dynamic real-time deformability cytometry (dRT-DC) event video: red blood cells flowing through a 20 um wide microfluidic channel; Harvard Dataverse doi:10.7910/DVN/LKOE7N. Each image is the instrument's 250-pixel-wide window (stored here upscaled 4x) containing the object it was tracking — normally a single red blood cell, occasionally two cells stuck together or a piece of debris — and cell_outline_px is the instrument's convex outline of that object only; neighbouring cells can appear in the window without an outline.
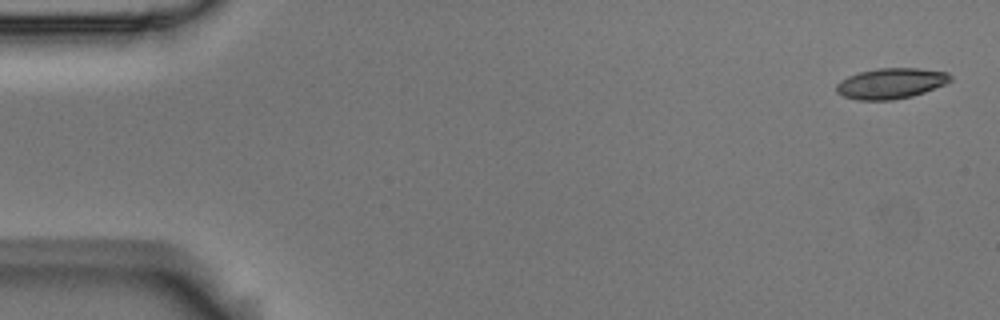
{"species": "Egyptian fruit bat (a non-hibernating species)", "species_latin": "Rousettus aegyptiacus", "temperature_condition": "room temperature", "stored_images_in_passage": 55, "camera_frame_rate_fps": 3000, "um_per_image_px": 0.085, "animal": {"sex": "male"}, "frame": {"image": 1, "passage_image": 1, "time_ms": 0.0, "image_size_px": [1000, 320], "cell_outline_px": [[952, 80], [944, 84], [924, 92], [912, 96], [892, 100], [856, 100], [844, 96], [836, 92], [836, 84], [840, 80], [848, 76], [860, 72], [880, 68], [916, 68], [948, 72], [952, 76]], "centroid_in_image_um": [75.71, 7.09], "position_along_channel_um": 9.3, "area_um2": 20.29}}
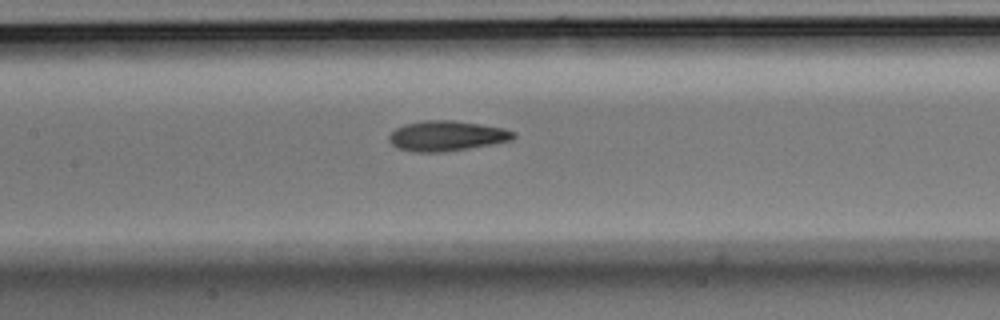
{"frame": {"image": 2, "passage_image": 25, "time_ms": 8.0, "image_size_px": [1000, 320], "cell_outline_px": [[516, 136], [512, 140], [492, 144], [444, 152], [416, 152], [396, 148], [388, 140], [388, 136], [396, 128], [404, 124], [424, 120], [452, 120], [480, 124], [504, 128], [516, 132]], "centroid_in_image_um": [37.96, 11.55], "position_along_channel_um": 169.4, "area_um2": 21.96}}
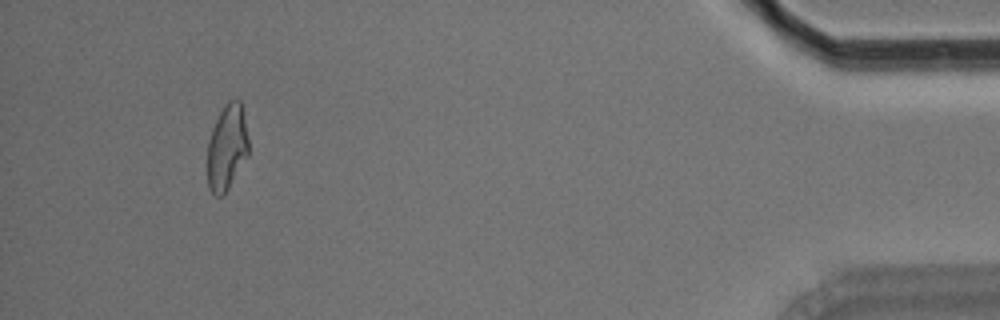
{"frame": {"image": 3, "passage_image": 51, "time_ms": 16.667, "image_size_px": [1000, 320], "cell_outline_px": [[248, 156], [224, 196], [216, 196], [208, 188], [208, 140], [212, 128], [224, 104], [228, 100], [240, 100], [248, 140]], "centroid_in_image_um": [19.28, 12.56], "position_along_channel_um": 415.9, "area_um2": 20.46}, "authors_computed_cell_mechanics": {"area_um2": 21.097, "velocity_mm_per_s": 3.6332, "shape_relaxation_time_tau1_ms": null, "shape_relaxation_time_tau2_ms": 2.9829, "deformation_change_tau1": null, "deformation_change_tau2": 0.0998}}